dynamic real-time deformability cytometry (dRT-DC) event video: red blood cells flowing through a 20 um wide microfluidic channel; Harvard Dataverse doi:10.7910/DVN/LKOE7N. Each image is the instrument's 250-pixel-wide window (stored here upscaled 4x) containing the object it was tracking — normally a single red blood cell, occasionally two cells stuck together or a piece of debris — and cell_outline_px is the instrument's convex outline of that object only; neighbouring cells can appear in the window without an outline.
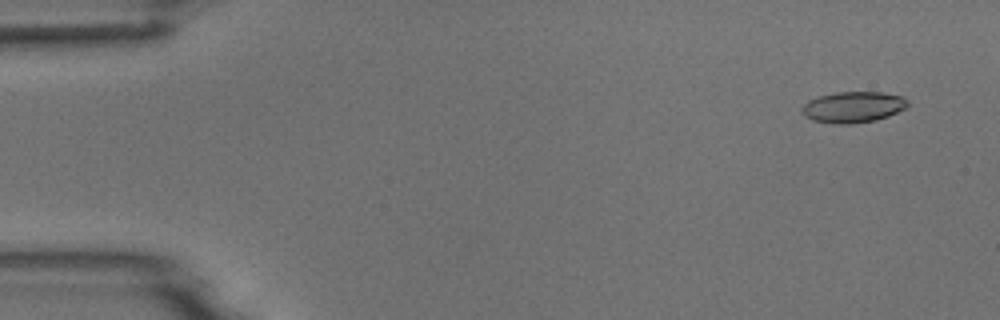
{"species": "common noctule bat (a hibernating species)", "species_latin": "Nyctalus noctula", "temperature_condition": "room temperature", "stored_images_in_passage": 7, "camera_frame_rate_fps": 3000, "um_per_image_px": 0.085, "animal": {"sex": "male", "body_mass_g": 18.8}, "frame": {"image": 1, "passage_image": 2, "time_ms": 1.0, "image_size_px": [1000, 320], "cell_outline_px": [[908, 104], [904, 108], [888, 116], [876, 120], [852, 124], [836, 124], [812, 120], [804, 116], [800, 108], [808, 100], [820, 96], [836, 92], [880, 92], [900, 96], [908, 100]], "centroid_in_image_um": [72.47, 9.11], "position_along_channel_um": 12.5, "area_um2": 19.07}}
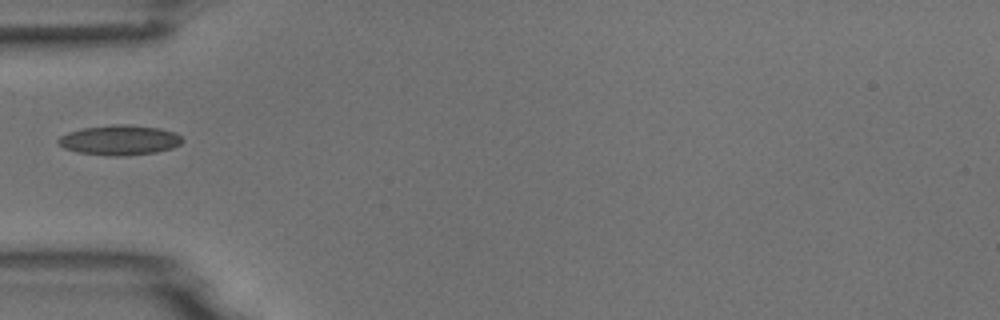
{"frame": {"image": 2, "passage_image": 5, "time_ms": 5.667, "image_size_px": [1000, 320], "cell_outline_px": [[184, 140], [180, 144], [172, 148], [156, 152], [124, 156], [112, 156], [80, 152], [64, 148], [56, 140], [60, 136], [68, 132], [84, 128], [116, 124], [128, 124], [160, 128], [176, 132]], "centroid_in_image_um": [10.2, 11.9], "position_along_channel_um": 74.8, "area_um2": 21.62}}